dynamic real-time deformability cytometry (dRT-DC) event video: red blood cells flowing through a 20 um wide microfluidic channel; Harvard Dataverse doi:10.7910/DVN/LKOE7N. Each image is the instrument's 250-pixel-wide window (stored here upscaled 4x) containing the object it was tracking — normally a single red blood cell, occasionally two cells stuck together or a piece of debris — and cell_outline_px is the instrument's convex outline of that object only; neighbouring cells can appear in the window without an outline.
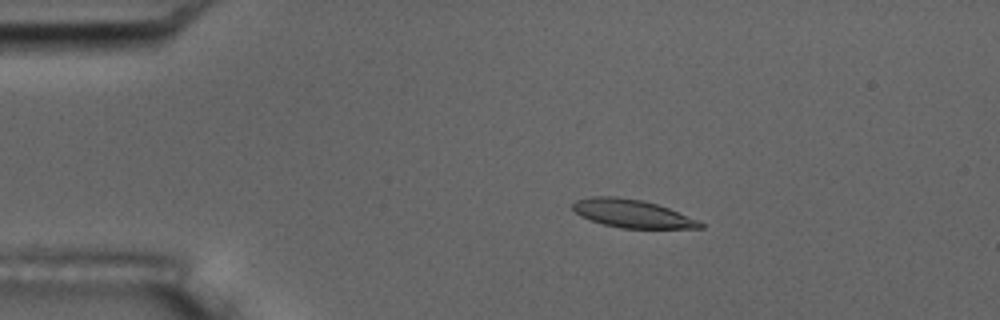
{"species": "common noctule bat (a hibernating species)", "species_latin": "Nyctalus noctula", "temperature_condition": "room temperature", "stored_images_in_passage": 47, "camera_frame_rate_fps": 3000, "um_per_image_px": 0.085, "animal": {"sex": "male", "body_mass_g": 17.5, "forearm_length_mm": 52.3}, "frame": {"image": 1, "passage_image": 4, "time_ms": 1.0, "image_size_px": [1000, 320], "cell_outline_px": [[704, 228], [620, 228], [604, 224], [580, 216], [572, 208], [572, 204], [576, 200], [592, 196], [616, 196], [644, 200], [668, 208], [700, 220], [704, 224]], "centroid_in_image_um": [53.75, 18.15], "position_along_channel_um": 31.3, "area_um2": 20.87}}
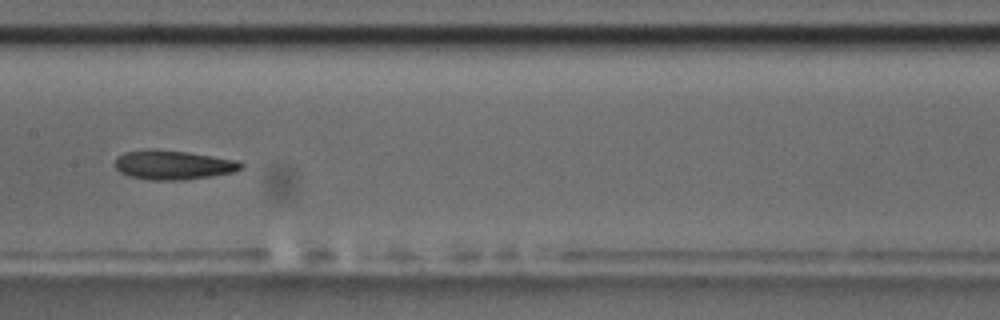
{"frame": {"image": 2, "passage_image": 21, "time_ms": 6.667, "image_size_px": [1000, 320], "cell_outline_px": [[244, 168], [232, 172], [212, 176], [184, 180], [148, 180], [128, 176], [120, 172], [116, 168], [116, 156], [124, 152], [152, 148], [188, 152], [240, 160], [244, 164]], "centroid_in_image_um": [14.74, 14.01], "position_along_channel_um": 192.7, "area_um2": 21.85}}
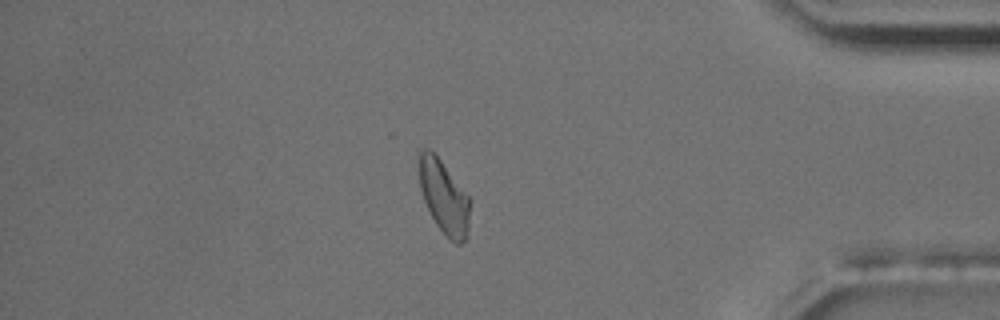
{"frame": {"image": 3, "passage_image": 40, "time_ms": 13.0, "image_size_px": [1000, 320], "cell_outline_px": [[468, 236], [460, 244], [456, 244], [448, 240], [436, 224], [424, 200], [420, 188], [416, 160], [416, 156], [420, 148], [428, 148], [440, 160], [468, 196]], "centroid_in_image_um": [37.67, 16.71], "position_along_channel_um": 397.5, "area_um2": 21.73}, "authors_computed_cell_mechanics": {"area_um2": 21.386, "velocity_mm_per_s": 3.7565, "shape_relaxation_time_tau1_ms": 7.5567, "shape_relaxation_time_tau2_ms": 6.5189, "deformation_change_tau1": 0.1951, "deformation_change_tau2": 0.1527}}